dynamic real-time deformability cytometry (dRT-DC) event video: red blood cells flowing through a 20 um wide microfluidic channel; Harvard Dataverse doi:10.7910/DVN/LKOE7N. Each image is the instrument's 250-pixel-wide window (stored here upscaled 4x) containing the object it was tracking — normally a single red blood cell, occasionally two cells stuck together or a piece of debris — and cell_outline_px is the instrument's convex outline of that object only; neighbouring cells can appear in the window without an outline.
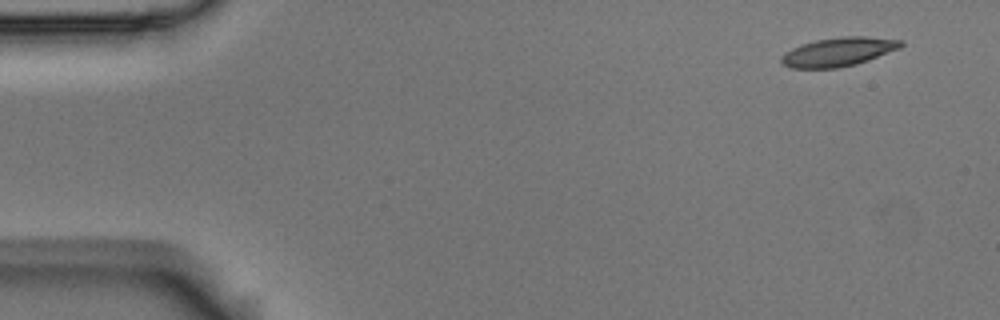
{"species": "Egyptian fruit bat (a non-hibernating species)", "species_latin": "Rousettus aegyptiacus", "temperature_condition": "room temperature", "stored_images_in_passage": 5, "camera_frame_rate_fps": 3000, "um_per_image_px": 0.085, "animal": {"sex": "male"}, "frame": {"image": 1, "passage_image": 1, "time_ms": 0.0, "image_size_px": [1000, 320], "cell_outline_px": [[904, 44], [900, 48], [868, 60], [856, 64], [836, 68], [788, 68], [780, 60], [780, 56], [792, 48], [816, 40], [840, 36], [864, 36], [904, 40]], "centroid_in_image_um": [71.28, 4.4], "position_along_channel_um": 13.7, "area_um2": 20.06}}
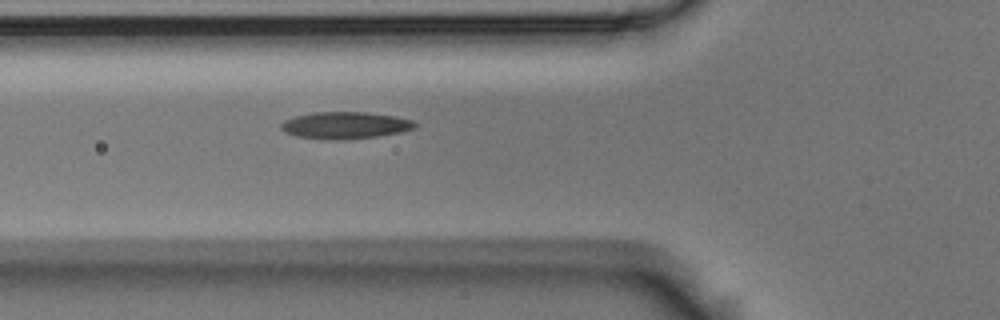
{"frame": {"image": 2, "passage_image": 5, "time_ms": 1.333, "image_size_px": [1000, 320], "cell_outline_px": [[416, 124], [412, 128], [400, 132], [376, 136], [344, 140], [320, 140], [296, 136], [284, 132], [280, 128], [280, 124], [284, 120], [296, 116], [312, 112], [368, 112], [392, 116], [412, 120]], "centroid_in_image_um": [29.25, 10.66], "position_along_channel_um": 96.6, "area_um2": 21.04}}